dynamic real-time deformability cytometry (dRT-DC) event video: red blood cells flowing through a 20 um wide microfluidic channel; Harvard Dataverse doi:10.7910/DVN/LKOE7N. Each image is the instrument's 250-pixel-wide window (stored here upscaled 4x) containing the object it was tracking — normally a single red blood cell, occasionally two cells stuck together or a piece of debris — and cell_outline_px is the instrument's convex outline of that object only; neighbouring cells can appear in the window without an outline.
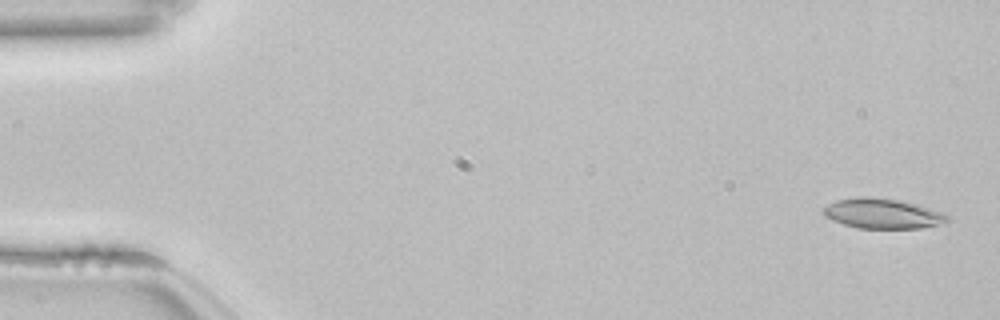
{"species": "common noctule bat (a hibernating species)", "species_latin": "Nyctalus noctula", "temperature_condition": "room temperature", "stored_images_in_passage": 54, "camera_frame_rate_fps": 3000, "um_per_image_px": 0.085, "animal": {"sex": "female", "body_mass_g": 22.7, "forearm_length_mm": 54.2}, "frame": {"image": 1, "passage_image": 2, "time_ms": 0.333, "image_size_px": [1000, 320], "cell_outline_px": [[948, 224], [920, 228], [860, 228], [844, 224], [832, 220], [824, 216], [824, 208], [828, 204], [836, 200], [860, 196], [872, 196], [900, 200], [928, 208], [940, 212], [948, 216]], "centroid_in_image_um": [75.02, 18.15], "position_along_channel_um": 10.0, "area_um2": 21.68}}
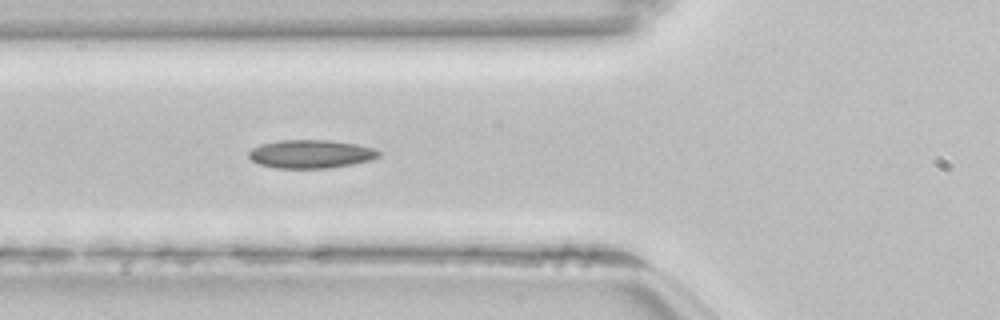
{"frame": {"image": 2, "passage_image": 20, "time_ms": 6.333, "image_size_px": [1000, 320], "cell_outline_px": [[380, 156], [372, 160], [352, 164], [328, 168], [276, 168], [260, 164], [252, 160], [248, 156], [248, 152], [252, 148], [260, 144], [280, 140], [328, 140], [356, 144], [372, 148], [380, 152]], "centroid_in_image_um": [26.41, 13.09], "position_along_channel_um": 99.4, "area_um2": 21.44}}
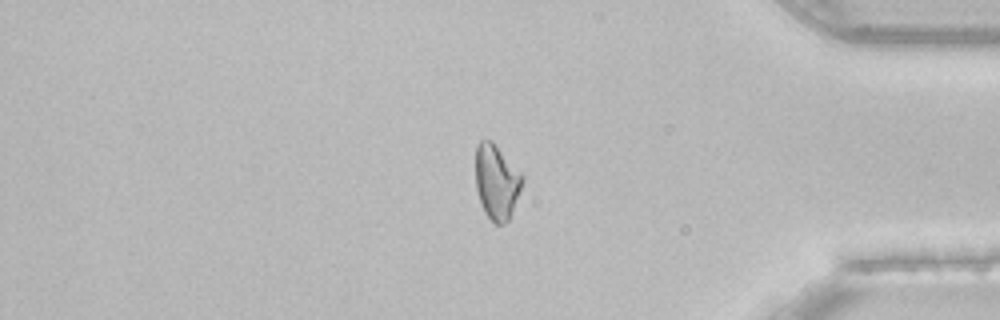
{"frame": {"image": 3, "passage_image": 45, "time_ms": 14.667, "image_size_px": [1000, 320], "cell_outline_px": [[524, 180], [512, 212], [508, 220], [504, 224], [496, 224], [484, 212], [476, 188], [476, 144], [480, 140], [492, 140], [524, 176]], "centroid_in_image_um": [42.21, 15.44], "position_along_channel_um": 393.0, "area_um2": 20.29}, "authors_computed_cell_mechanics": {"area_um2": 20.9525, "velocity_mm_per_s": 3.8425, "shape_relaxation_time_tau1_ms": null, "shape_relaxation_time_tau2_ms": 4.4481, "deformation_change_tau1": null, "deformation_change_tau2": 0.1105}}